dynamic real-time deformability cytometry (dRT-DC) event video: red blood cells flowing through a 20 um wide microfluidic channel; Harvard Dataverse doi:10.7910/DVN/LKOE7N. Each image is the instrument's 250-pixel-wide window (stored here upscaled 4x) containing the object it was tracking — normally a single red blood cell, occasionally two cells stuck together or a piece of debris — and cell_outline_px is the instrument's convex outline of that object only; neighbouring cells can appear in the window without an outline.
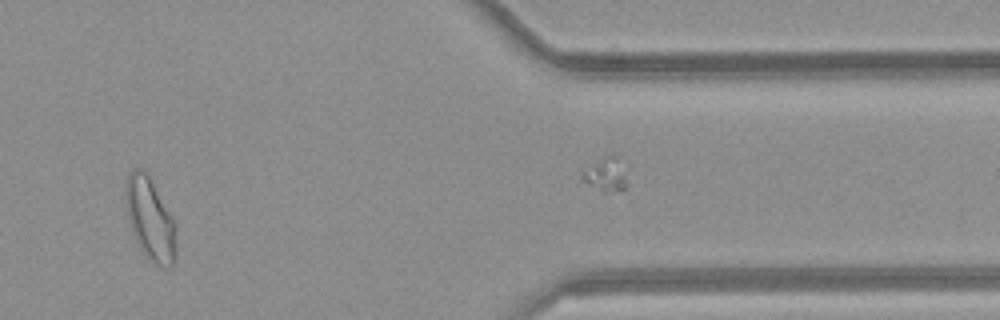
{"species": "common noctule bat (a hibernating species)", "species_latin": "Nyctalus noctula", "temperature_condition": "room temperature", "stored_images_in_passage": 35, "segment_of_instrument_passage": [2, 2], "camera_frame_rate_fps": 3000, "um_per_image_px": 0.085, "animal": {"sex": "female", "body_mass_g": 21.9}, "frame": {"image": 1, "passage_image": 27, "time_ms": 8.667, "image_size_px": [1000, 320], "cell_outline_px": [[176, 260], [168, 268], [164, 268], [148, 260], [140, 248], [132, 232], [128, 216], [124, 196], [128, 176], [136, 168], [140, 168], [148, 176], [172, 216], [176, 228]], "centroid_in_image_um": [12.78, 18.7], "position_along_channel_um": 398.6, "area_um2": 23.99}}